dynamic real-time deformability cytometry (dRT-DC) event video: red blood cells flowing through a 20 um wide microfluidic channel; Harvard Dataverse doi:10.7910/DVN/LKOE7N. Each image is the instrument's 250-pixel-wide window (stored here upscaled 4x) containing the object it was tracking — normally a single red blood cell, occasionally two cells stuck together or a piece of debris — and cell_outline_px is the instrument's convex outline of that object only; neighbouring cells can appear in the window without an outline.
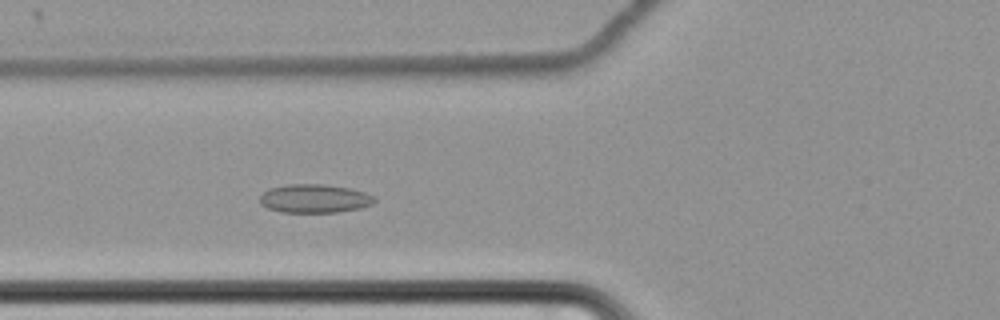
{"species": "common noctule bat (a hibernating species)", "species_latin": "Nyctalus noctula", "temperature_condition": "cold", "stored_images_in_passage": 59, "camera_frame_rate_fps": 3000, "um_per_image_px": 0.085, "animal": {"sex": "female", "body_mass_g": 22.7, "forearm_length_mm": 54.2}, "frame": {"image": 1, "passage_image": 21, "time_ms": 6.667, "image_size_px": [1000, 320], "cell_outline_px": [[376, 200], [372, 204], [360, 208], [336, 212], [284, 212], [268, 208], [260, 204], [260, 196], [268, 188], [288, 184], [324, 184], [352, 188], [376, 196]], "centroid_in_image_um": [26.75, 16.86], "position_along_channel_um": 99.0, "area_um2": 19.19}}
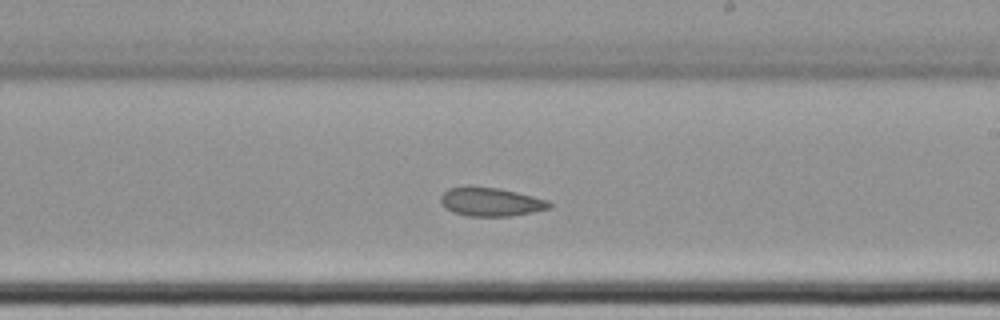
{"frame": {"image": 2, "passage_image": 34, "time_ms": 11.0, "image_size_px": [1000, 320], "cell_outline_px": [[552, 208], [532, 212], [508, 216], [468, 216], [452, 212], [440, 200], [440, 196], [448, 188], [500, 188], [548, 200], [552, 204]], "centroid_in_image_um": [41.77, 17.18], "position_along_channel_um": 247.2, "area_um2": 17.63}}
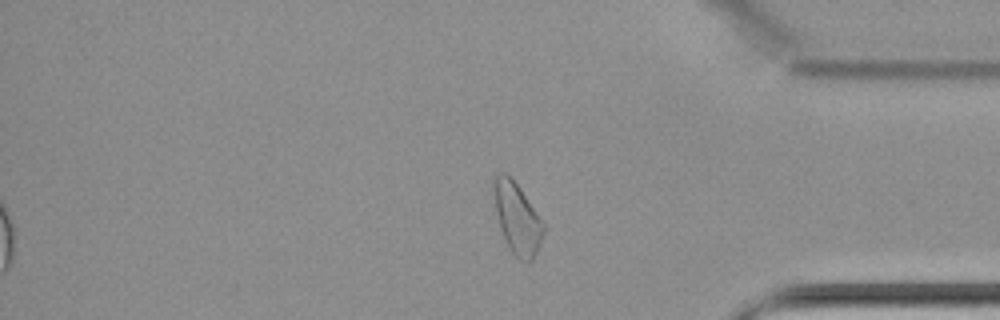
{"frame": {"image": 3, "passage_image": 48, "time_ms": 15.667, "image_size_px": [1000, 320], "cell_outline_px": [[544, 232], [540, 244], [532, 260], [528, 264], [520, 260], [508, 248], [500, 228], [496, 212], [492, 188], [492, 180], [500, 172], [504, 172], [520, 188], [544, 224]], "centroid_in_image_um": [43.94, 18.57], "position_along_channel_um": 391.3, "area_um2": 20.4}, "authors_computed_cell_mechanics": {"area_um2": 20.0566, "velocity_mm_per_s": 3.4235, "shape_relaxation_time_tau1_ms": null, "shape_relaxation_time_tau2_ms": 5.3667, "deformation_change_tau1": null, "deformation_change_tau2": 0.106}}